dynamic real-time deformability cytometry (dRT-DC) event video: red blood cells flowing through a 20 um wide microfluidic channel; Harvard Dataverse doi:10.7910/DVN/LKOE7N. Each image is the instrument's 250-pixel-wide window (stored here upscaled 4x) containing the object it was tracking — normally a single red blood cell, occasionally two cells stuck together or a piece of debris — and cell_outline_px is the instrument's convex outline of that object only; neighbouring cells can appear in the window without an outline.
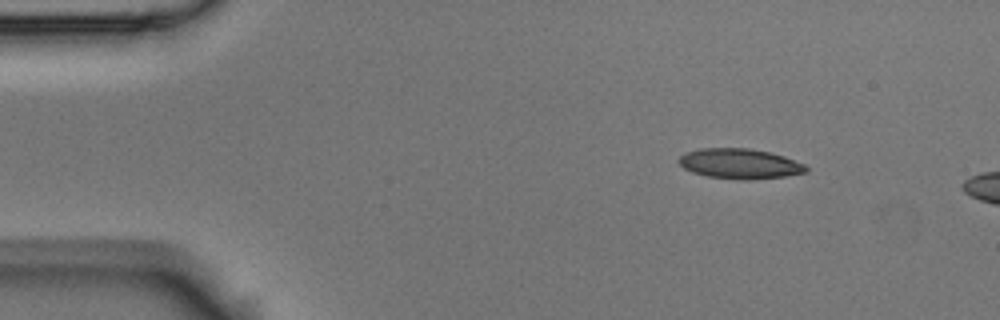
{"species": "Egyptian fruit bat (a non-hibernating species)", "species_latin": "Rousettus aegyptiacus", "temperature_condition": "room temperature", "stored_images_in_passage": 4, "camera_frame_rate_fps": 3000, "um_per_image_px": 0.085, "animal": {"sex": "male"}, "frame": {"image": 1, "passage_image": 1, "time_ms": 0.0, "image_size_px": [1000, 320], "cell_outline_px": [[808, 172], [784, 176], [708, 176], [692, 172], [684, 168], [676, 160], [680, 156], [688, 152], [700, 148], [748, 148], [772, 152], [784, 156], [804, 164], [808, 168]], "centroid_in_image_um": [62.86, 13.84], "position_along_channel_um": 22.1, "area_um2": 21.15}}